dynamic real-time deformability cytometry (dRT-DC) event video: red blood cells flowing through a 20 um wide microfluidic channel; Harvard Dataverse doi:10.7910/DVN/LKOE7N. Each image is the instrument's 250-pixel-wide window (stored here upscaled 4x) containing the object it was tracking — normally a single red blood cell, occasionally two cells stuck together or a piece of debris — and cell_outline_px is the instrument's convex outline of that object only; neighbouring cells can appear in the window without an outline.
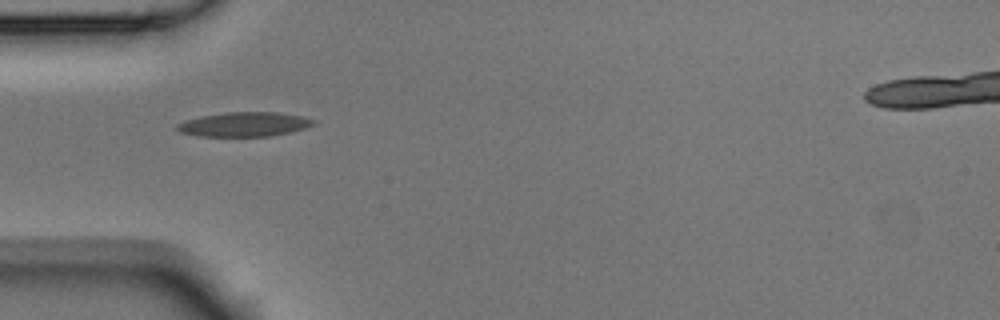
{"species": "Egyptian fruit bat (a non-hibernating species)", "species_latin": "Rousettus aegyptiacus", "temperature_condition": "room temperature", "stored_images_in_passage": 5, "camera_frame_rate_fps": 3000, "um_per_image_px": 0.085, "animal": {"sex": "male"}, "frame": {"image": 1, "passage_image": 1, "time_ms": 0.0, "image_size_px": [1000, 320], "cell_outline_px": [[316, 120], [312, 124], [304, 128], [292, 132], [268, 136], [200, 136], [180, 132], [176, 128], [176, 124], [184, 120], [204, 116], [228, 112], [280, 112], [300, 116]], "centroid_in_image_um": [20.75, 10.57], "position_along_channel_um": 64.3, "area_um2": 19.19}}
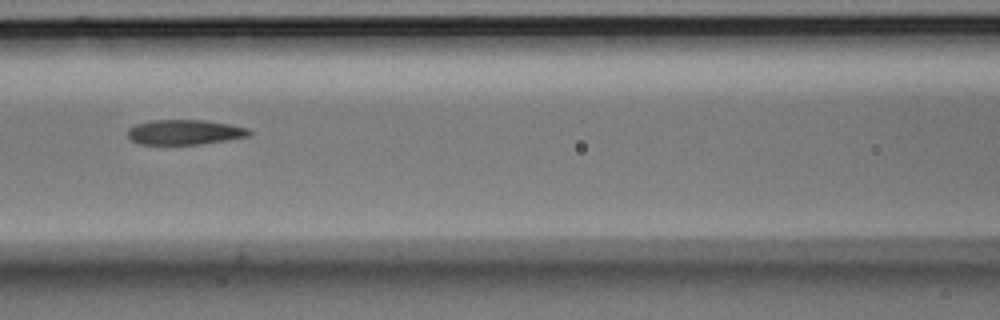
{"frame": {"image": 2, "passage_image": 3, "time_ms": 0.667, "image_size_px": [1000, 320], "cell_outline_px": [[252, 132], [248, 136], [200, 144], [140, 144], [132, 140], [128, 136], [128, 128], [136, 124], [148, 120], [204, 120], [228, 124], [248, 128]], "centroid_in_image_um": [15.66, 11.22], "position_along_channel_um": 150.9, "area_um2": 17.51}}
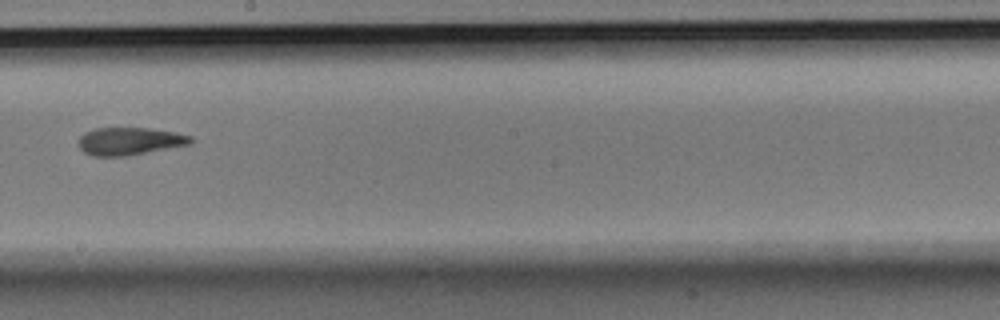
{"frame": {"image": 3, "passage_image": 5, "time_ms": 1.333, "image_size_px": [1000, 320], "cell_outline_px": [[196, 140], [192, 144], [128, 156], [92, 156], [84, 152], [80, 148], [80, 136], [84, 132], [96, 128], [148, 128], [176, 132], [192, 136]], "centroid_in_image_um": [11.08, 12.0], "position_along_channel_um": 237.1, "area_um2": 18.26}}